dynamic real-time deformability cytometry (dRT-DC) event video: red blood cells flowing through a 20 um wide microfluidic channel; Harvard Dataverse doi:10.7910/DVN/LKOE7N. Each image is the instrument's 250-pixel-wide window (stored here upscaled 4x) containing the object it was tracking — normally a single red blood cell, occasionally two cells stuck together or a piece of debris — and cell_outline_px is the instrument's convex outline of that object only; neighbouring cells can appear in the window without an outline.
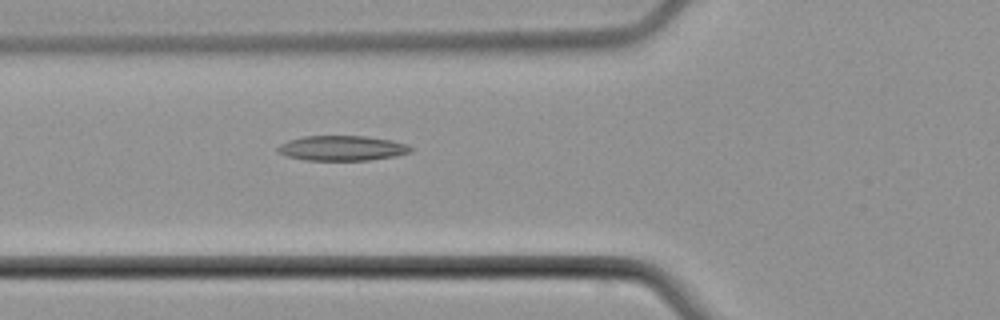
{"species": "common noctule bat (a hibernating species)", "species_latin": "Nyctalus noctula", "temperature_condition": "cold", "stored_images_in_passage": 6, "camera_frame_rate_fps": 3000, "um_per_image_px": 0.085, "animal": {"sex": "male", "body_mass_g": 21.5, "forearm_length_mm": 52.0}, "frame": {"image": 1, "passage_image": 6, "time_ms": 6.0, "image_size_px": [1000, 320], "cell_outline_px": [[416, 148], [412, 152], [396, 156], [368, 160], [304, 160], [288, 156], [276, 152], [276, 148], [280, 144], [288, 140], [304, 136], [364, 136], [392, 140], [408, 144]], "centroid_in_image_um": [29.11, 12.59], "position_along_channel_um": 96.7, "area_um2": 19.59}}